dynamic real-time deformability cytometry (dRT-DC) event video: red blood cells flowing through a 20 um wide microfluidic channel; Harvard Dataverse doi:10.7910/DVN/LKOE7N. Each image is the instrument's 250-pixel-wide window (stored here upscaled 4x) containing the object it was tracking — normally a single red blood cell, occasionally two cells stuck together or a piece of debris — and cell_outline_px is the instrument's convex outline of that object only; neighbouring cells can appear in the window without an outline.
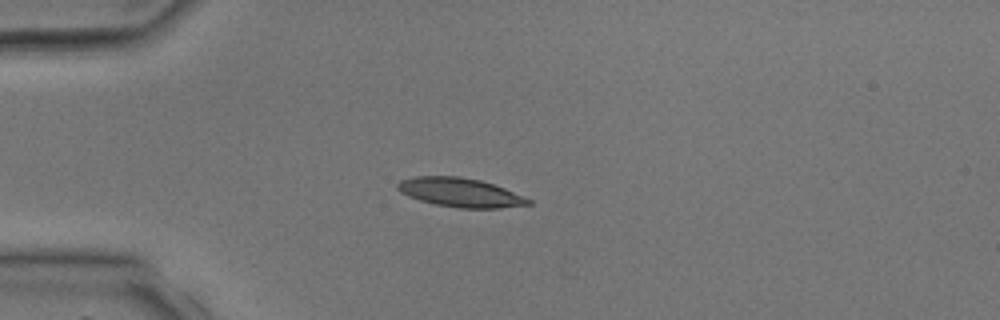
{"species": "common noctule bat (a hibernating species)", "species_latin": "Nyctalus noctula", "temperature_condition": "room temperature", "stored_images_in_passage": 1, "camera_frame_rate_fps": 3000, "um_per_image_px": 0.085, "animal": {"sex": "male", "body_mass_g": 17.9, "forearm_length_mm": 54.2}, "frame": {"image": 1, "passage_image": 1, "time_ms": 0.0, "image_size_px": [1000, 320], "cell_outline_px": [[532, 204], [500, 208], [460, 208], [436, 204], [420, 200], [408, 196], [400, 192], [396, 188], [396, 184], [400, 180], [416, 176], [460, 176], [480, 180], [504, 188], [532, 200]], "centroid_in_image_um": [39.1, 16.36], "position_along_channel_um": 45.9, "area_um2": 22.02}}